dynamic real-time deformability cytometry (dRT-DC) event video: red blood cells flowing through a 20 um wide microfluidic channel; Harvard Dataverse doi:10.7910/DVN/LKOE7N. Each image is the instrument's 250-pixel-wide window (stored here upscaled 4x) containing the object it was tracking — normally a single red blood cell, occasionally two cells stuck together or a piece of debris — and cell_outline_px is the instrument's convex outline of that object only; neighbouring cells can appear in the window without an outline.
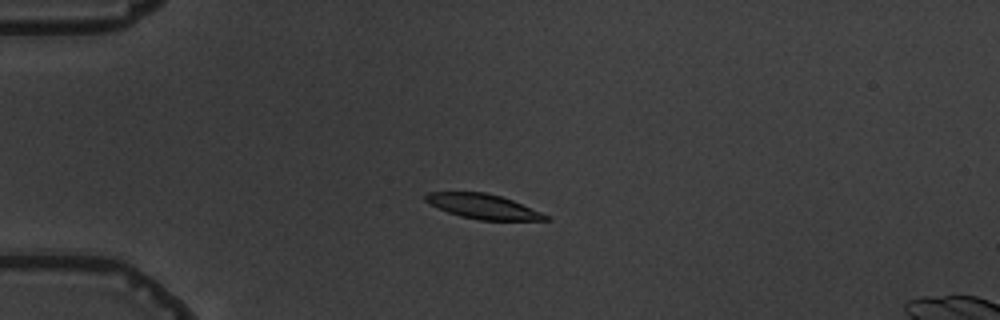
{"species": "common noctule bat (a hibernating species)", "species_latin": "Nyctalus noctula", "temperature_condition": "warm", "stored_images_in_passage": 3, "camera_frame_rate_fps": 3000, "um_per_image_px": 0.085, "animal": {"sex": "male", "body_mass_g": 19.5, "forearm_length_mm": 54.6}, "frame": {"image": 1, "passage_image": 2, "time_ms": 1.0, "image_size_px": [1000, 320], "cell_outline_px": [[552, 220], [480, 220], [460, 216], [448, 212], [424, 200], [424, 196], [428, 192], [484, 192], [500, 196], [512, 200], [552, 216]], "centroid_in_image_um": [41.13, 17.55], "position_along_channel_um": 43.9, "area_um2": 17.22}}